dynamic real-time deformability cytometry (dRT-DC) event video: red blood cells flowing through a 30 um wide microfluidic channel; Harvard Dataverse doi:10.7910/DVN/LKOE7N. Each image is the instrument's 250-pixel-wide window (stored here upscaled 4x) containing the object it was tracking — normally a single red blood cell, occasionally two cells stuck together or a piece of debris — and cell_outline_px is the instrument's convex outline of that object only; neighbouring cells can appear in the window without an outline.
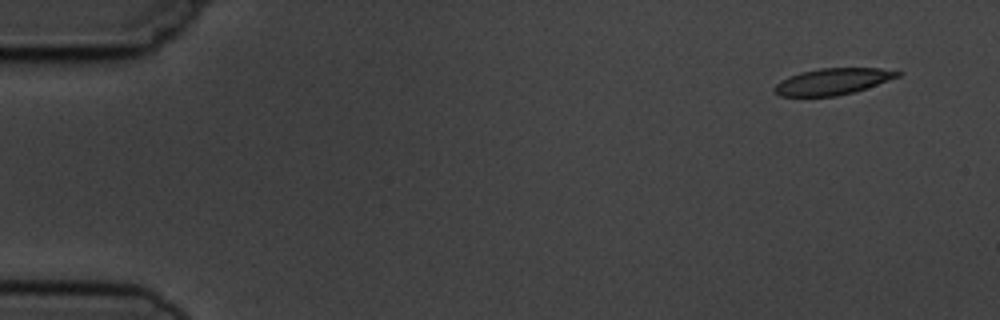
{"species": "common noctule bat (a hibernating species)", "species_latin": "Nyctalus noctula", "temperature_condition": "cold", "stored_images_in_passage": 4, "camera_frame_rate_fps": 3000, "um_per_image_px": 0.085, "animal": {"sex": "male", "body_mass_g": 19.5, "forearm_length_mm": 54.6}, "frame": {"image": 1, "passage_image": 1, "time_ms": 0.0, "image_size_px": [1000, 320], "cell_outline_px": [[904, 72], [900, 76], [852, 92], [836, 96], [780, 96], [772, 88], [776, 84], [788, 76], [800, 72], [820, 68], [880, 68]], "centroid_in_image_um": [70.76, 6.91], "position_along_channel_um": 14.2, "area_um2": 18.73}}